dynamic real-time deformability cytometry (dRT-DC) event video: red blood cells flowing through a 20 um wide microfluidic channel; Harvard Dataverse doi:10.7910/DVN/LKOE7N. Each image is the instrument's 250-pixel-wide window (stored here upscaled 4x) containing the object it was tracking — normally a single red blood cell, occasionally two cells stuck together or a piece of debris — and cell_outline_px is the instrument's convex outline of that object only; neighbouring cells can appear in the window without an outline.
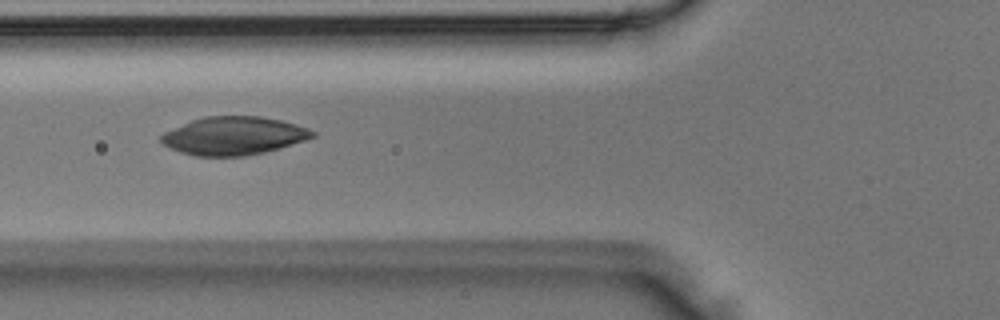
{"species": "Egyptian fruit bat (a non-hibernating species)", "species_latin": "Rousettus aegyptiacus", "temperature_condition": "room temperature", "stored_images_in_passage": 5, "camera_frame_rate_fps": 3000, "um_per_image_px": 0.085, "animal": {"sex": "male"}, "frame": {"image": 1, "passage_image": 4, "time_ms": 1.0, "image_size_px": [1000, 320], "cell_outline_px": [[316, 136], [304, 140], [264, 152], [244, 156], [196, 156], [180, 152], [168, 148], [160, 144], [160, 136], [164, 132], [192, 120], [204, 116], [260, 116], [280, 120], [296, 124], [308, 128], [316, 132]], "centroid_in_image_um": [19.82, 11.54], "position_along_channel_um": 106.0, "area_um2": 33.64}}
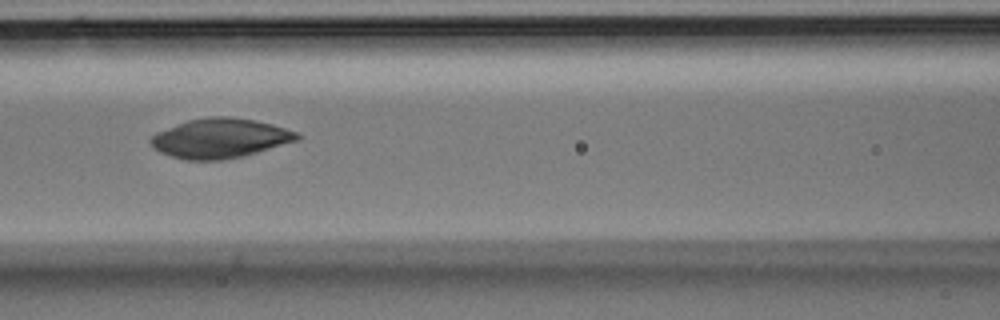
{"frame": {"image": 2, "passage_image": 5, "time_ms": 1.333, "image_size_px": [1000, 320], "cell_outline_px": [[300, 140], [244, 156], [220, 160], [184, 160], [160, 152], [148, 140], [156, 132], [188, 120], [212, 116], [228, 116], [256, 120], [272, 124], [296, 132], [300, 136]], "centroid_in_image_um": [18.72, 11.75], "position_along_channel_um": 147.9, "area_um2": 33.7}}